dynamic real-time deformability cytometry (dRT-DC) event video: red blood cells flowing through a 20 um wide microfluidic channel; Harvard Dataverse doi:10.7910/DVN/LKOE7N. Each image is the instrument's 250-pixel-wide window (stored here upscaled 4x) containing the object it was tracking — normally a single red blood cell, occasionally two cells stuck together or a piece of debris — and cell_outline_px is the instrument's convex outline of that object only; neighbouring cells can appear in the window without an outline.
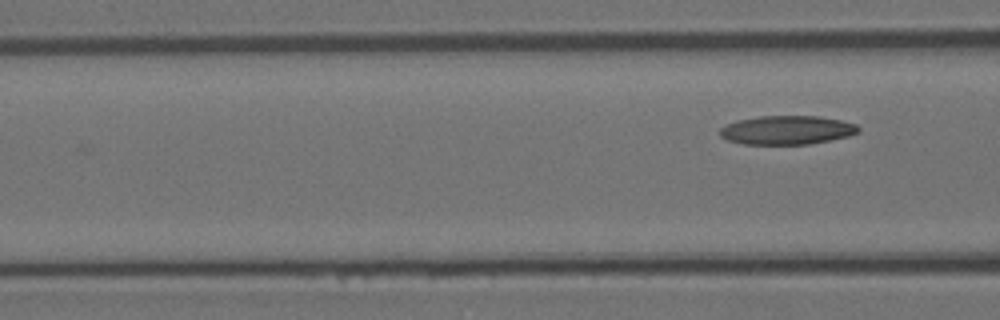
{"species": "Egyptian fruit bat (a non-hibernating species)", "species_latin": "Rousettus aegyptiacus", "temperature_condition": "room temperature", "stored_images_in_passage": 4, "camera_frame_rate_fps": 3000, "um_per_image_px": 0.085, "animal": {"sex": "female"}, "frame": {"image": 1, "passage_image": 4, "time_ms": 1.0, "image_size_px": [1000, 320], "cell_outline_px": [[860, 132], [848, 136], [808, 144], [744, 144], [728, 140], [720, 136], [720, 128], [728, 124], [740, 120], [760, 116], [820, 116], [840, 120], [856, 124], [860, 128]], "centroid_in_image_um": [66.91, 11.05], "position_along_channel_um": 99.7, "area_um2": 23.06}}